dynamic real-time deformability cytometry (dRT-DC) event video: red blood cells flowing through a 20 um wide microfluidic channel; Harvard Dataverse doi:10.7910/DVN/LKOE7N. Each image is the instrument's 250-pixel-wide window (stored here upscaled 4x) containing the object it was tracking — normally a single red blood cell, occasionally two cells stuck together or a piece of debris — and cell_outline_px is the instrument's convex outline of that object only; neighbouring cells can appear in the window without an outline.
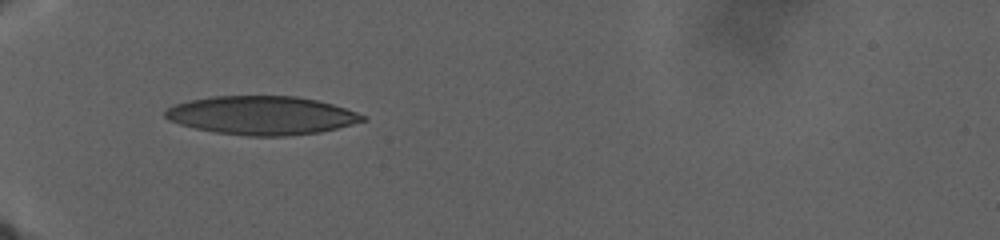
{"species": "human", "species_latin": "Homo sapiens", "temperature_condition": "warm", "stored_images_in_passage": 2, "camera_frame_rate_fps": 3000, "um_per_image_px": 0.085, "donor": {"sex": "male"}, "frame": {"image": 1, "passage_image": 1, "time_ms": 0.0, "image_size_px": [1000, 240], "cell_outline_px": [[368, 120], [320, 132], [284, 136], [248, 136], [216, 132], [196, 128], [180, 124], [168, 120], [164, 116], [164, 112], [168, 108], [176, 104], [192, 100], [212, 96], [296, 96], [316, 100], [332, 104], [368, 116]], "centroid_in_image_um": [22.26, 9.81], "position_along_channel_um": 62.7, "area_um2": 44.16}}